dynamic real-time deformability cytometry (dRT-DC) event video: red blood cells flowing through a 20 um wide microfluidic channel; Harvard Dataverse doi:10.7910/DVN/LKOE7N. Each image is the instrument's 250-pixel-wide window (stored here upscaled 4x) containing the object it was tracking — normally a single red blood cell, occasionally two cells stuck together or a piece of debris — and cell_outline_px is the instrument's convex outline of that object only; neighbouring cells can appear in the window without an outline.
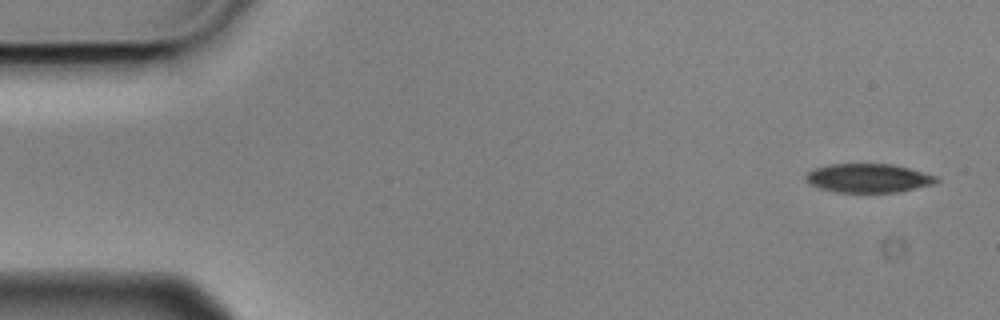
{"species": "Egyptian fruit bat (a non-hibernating species)", "species_latin": "Rousettus aegyptiacus", "temperature_condition": "cold", "stored_images_in_passage": 5, "camera_frame_rate_fps": 3000, "um_per_image_px": 0.085, "animal": {"sex": "male"}, "frame": {"image": 1, "passage_image": 1, "time_ms": 0.0, "image_size_px": [1000, 320], "cell_outline_px": [[940, 180], [936, 184], [896, 192], [836, 192], [820, 188], [808, 184], [804, 180], [804, 176], [812, 168], [828, 164], [892, 164], [908, 168], [936, 176]], "centroid_in_image_um": [73.76, 15.14], "position_along_channel_um": 11.2, "area_um2": 22.08}}
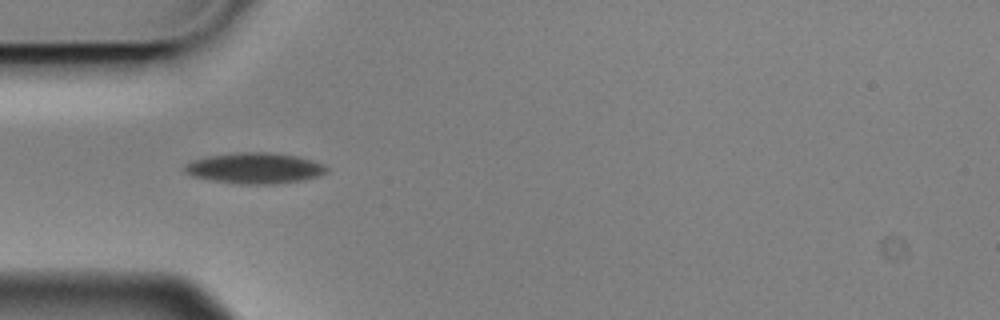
{"frame": {"image": 2, "passage_image": 4, "time_ms": 1.0, "image_size_px": [1000, 320], "cell_outline_px": [[328, 172], [304, 180], [272, 184], [240, 184], [212, 180], [192, 176], [184, 172], [184, 164], [192, 160], [204, 156], [232, 152], [272, 152], [300, 156], [324, 164], [328, 168]], "centroid_in_image_um": [21.64, 14.27], "position_along_channel_um": 63.4, "area_um2": 25.89}}
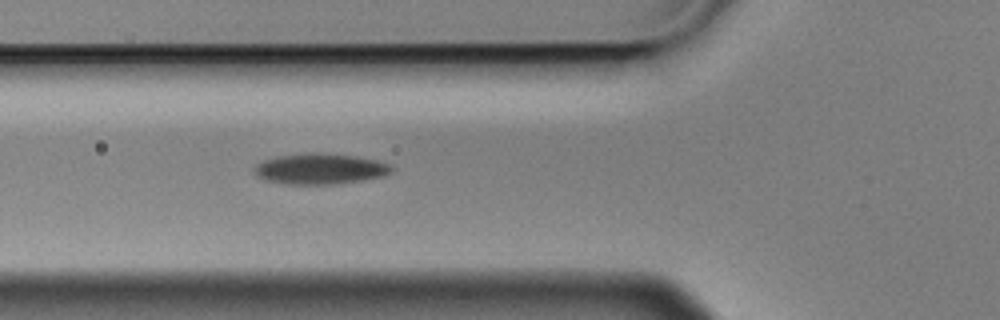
{"frame": {"image": 3, "passage_image": 5, "time_ms": 1.333, "image_size_px": [1000, 320], "cell_outline_px": [[392, 172], [380, 176], [360, 180], [332, 184], [288, 184], [268, 180], [256, 176], [256, 164], [264, 160], [276, 156], [308, 152], [320, 152], [356, 156], [376, 160], [388, 164], [392, 168]], "centroid_in_image_um": [27.19, 14.33], "position_along_channel_um": 98.6, "area_um2": 24.28}}